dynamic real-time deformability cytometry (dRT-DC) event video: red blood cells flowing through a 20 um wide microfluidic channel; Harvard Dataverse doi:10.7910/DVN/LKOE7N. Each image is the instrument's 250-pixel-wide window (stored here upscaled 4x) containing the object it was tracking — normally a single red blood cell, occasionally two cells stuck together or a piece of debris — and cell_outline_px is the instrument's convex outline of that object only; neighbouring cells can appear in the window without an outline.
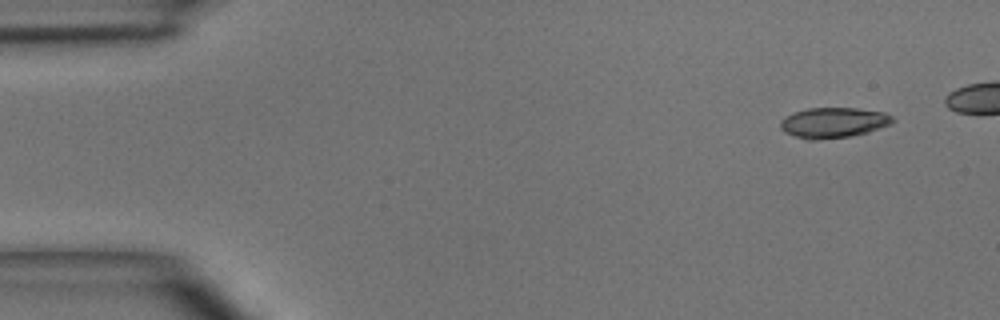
{"species": "common noctule bat (a hibernating species)", "species_latin": "Nyctalus noctula", "temperature_condition": "room temperature", "stored_images_in_passage": 4, "segment_of_instrument_passage": [2, 2], "camera_frame_rate_fps": 3000, "um_per_image_px": 0.085, "animal": {"sex": "male", "body_mass_g": 15.6}, "frame": {"image": 1, "passage_image": 4, "time_ms": 4.333, "image_size_px": [1000, 320], "cell_outline_px": [[896, 120], [892, 124], [868, 132], [848, 136], [816, 140], [804, 140], [784, 132], [780, 128], [780, 120], [784, 116], [792, 112], [808, 108], [856, 108], [884, 112], [892, 116]], "centroid_in_image_um": [70.81, 10.42], "position_along_channel_um": 14.2, "area_um2": 20.11}}